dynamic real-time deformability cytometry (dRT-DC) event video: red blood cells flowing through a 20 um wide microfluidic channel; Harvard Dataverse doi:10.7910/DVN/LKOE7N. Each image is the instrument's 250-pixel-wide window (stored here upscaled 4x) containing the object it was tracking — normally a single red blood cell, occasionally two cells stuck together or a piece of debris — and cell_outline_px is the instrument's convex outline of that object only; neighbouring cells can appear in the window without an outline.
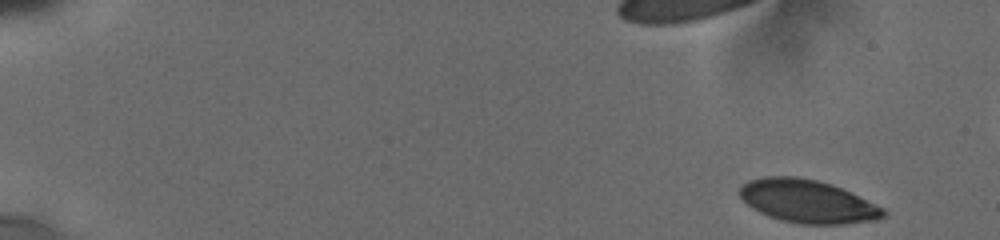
{"species": "human", "species_latin": "Homo sapiens", "temperature_condition": "cold", "stored_images_in_passage": 14, "camera_frame_rate_fps": 3000, "um_per_image_px": 0.085, "donor": {"sex": "male"}, "frame": {"image": 1, "passage_image": 1, "time_ms": 0.0, "image_size_px": [1000, 240], "cell_outline_px": [[888, 212], [884, 216], [876, 220], [844, 224], [800, 224], [780, 220], [768, 216], [752, 208], [740, 196], [740, 188], [748, 180], [764, 176], [792, 176], [816, 180], [832, 184], [884, 208]], "centroid_in_image_um": [68.64, 17.12], "position_along_channel_um": 16.4, "area_um2": 35.89}}
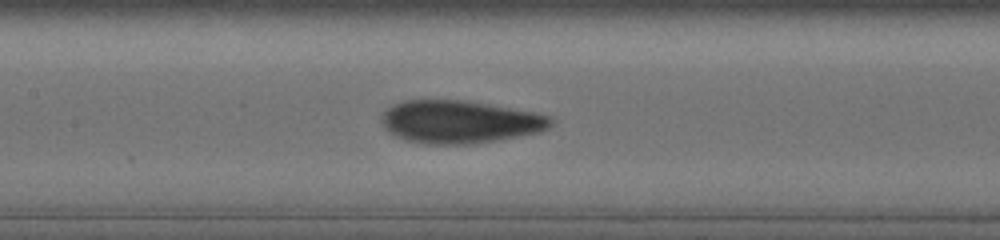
{"frame": {"image": 2, "passage_image": 12, "time_ms": 8.333, "image_size_px": [1000, 240], "cell_outline_px": [[556, 120], [548, 128], [540, 132], [496, 140], [468, 144], [424, 144], [404, 140], [388, 132], [384, 128], [380, 120], [384, 112], [388, 108], [404, 100], [464, 100], [488, 104], [532, 112], [548, 116]], "centroid_in_image_um": [39.05, 10.36], "position_along_channel_um": 168.4, "area_um2": 42.08}}
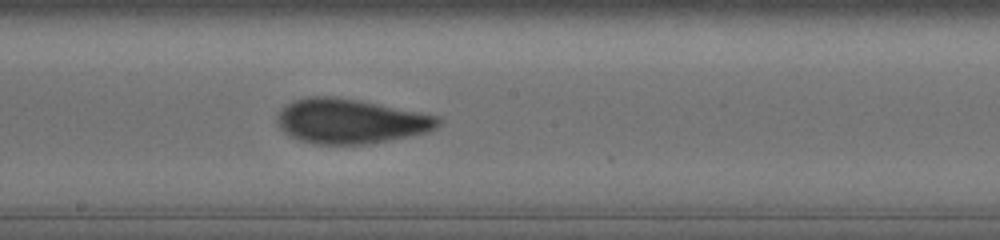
{"frame": {"image": 3, "passage_image": 14, "time_ms": 9.667, "image_size_px": [1000, 240], "cell_outline_px": [[444, 120], [436, 128], [428, 132], [368, 144], [312, 144], [300, 140], [284, 132], [280, 128], [276, 116], [288, 104], [296, 100], [308, 96], [332, 96], [360, 100], [436, 116]], "centroid_in_image_um": [29.8, 10.3], "position_along_channel_um": 218.4, "area_um2": 41.56}}